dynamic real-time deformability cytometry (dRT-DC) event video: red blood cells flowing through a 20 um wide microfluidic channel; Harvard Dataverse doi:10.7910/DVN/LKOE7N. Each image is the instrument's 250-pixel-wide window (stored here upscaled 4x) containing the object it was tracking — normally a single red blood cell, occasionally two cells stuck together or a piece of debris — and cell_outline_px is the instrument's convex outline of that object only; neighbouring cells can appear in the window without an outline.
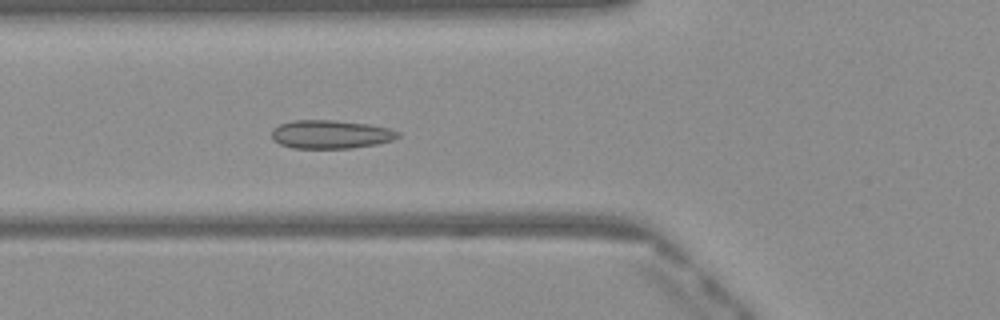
{"species": "Egyptian fruit bat (a non-hibernating species)", "species_latin": "Rousettus aegyptiacus", "temperature_condition": "warm", "stored_images_in_passage": 35, "camera_frame_rate_fps": 3000, "um_per_image_px": 0.085, "frame": {"image": 1, "passage_image": 4, "time_ms": 1.0, "image_size_px": [1000, 320], "cell_outline_px": [[400, 136], [392, 140], [376, 144], [352, 148], [292, 148], [280, 144], [272, 140], [272, 128], [280, 124], [292, 120], [332, 120], [368, 124], [392, 128], [400, 132]], "centroid_in_image_um": [28.11, 11.41], "position_along_channel_um": 97.7, "area_um2": 21.1}}
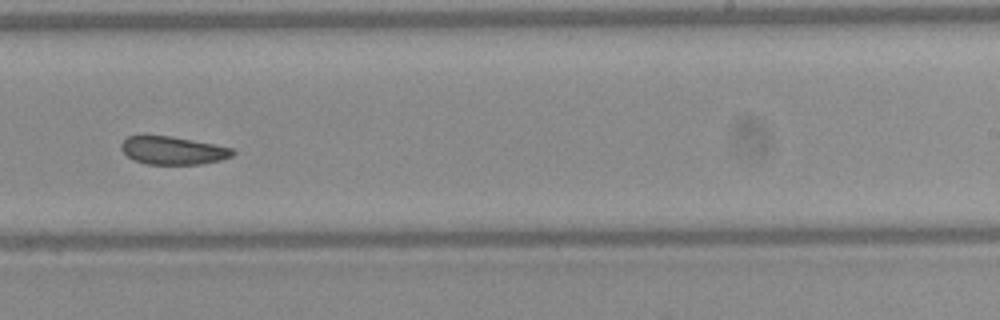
{"frame": {"image": 2, "passage_image": 17, "time_ms": 5.333, "image_size_px": [1000, 320], "cell_outline_px": [[236, 152], [232, 156], [220, 160], [200, 164], [148, 164], [136, 160], [128, 156], [120, 148], [120, 144], [128, 136], [144, 132], [172, 136], [232, 148]], "centroid_in_image_um": [14.63, 12.74], "position_along_channel_um": 274.4, "area_um2": 18.55}}
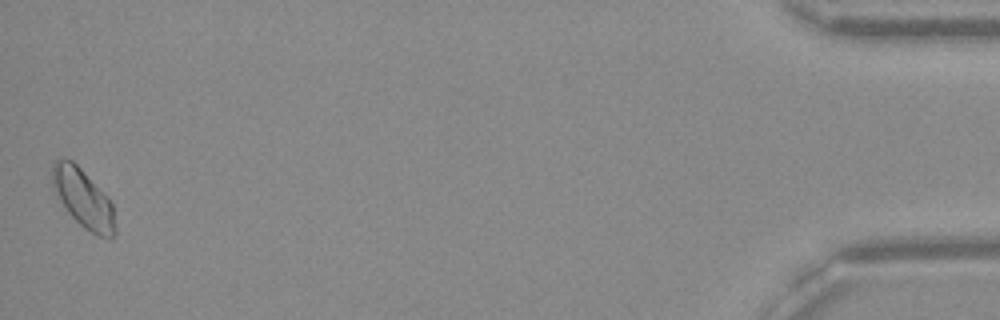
{"frame": {"image": 3, "passage_image": 35, "time_ms": 11.333, "image_size_px": [1000, 320], "cell_outline_px": [[116, 232], [112, 240], [108, 240], [96, 236], [84, 228], [68, 212], [52, 188], [52, 164], [56, 160], [72, 160], [108, 196], [112, 204], [116, 228]], "centroid_in_image_um": [7.11, 16.93], "position_along_channel_um": 428.1, "area_um2": 21.56}, "authors_computed_cell_mechanics": {"area_um2": 19.5942, "velocity_mm_per_s": 4.0697, "shape_relaxation_time_tau1_ms": null, "shape_relaxation_time_tau2_ms": 2.3894, "deformation_change_tau1": null, "deformation_change_tau2": 0.0394}}